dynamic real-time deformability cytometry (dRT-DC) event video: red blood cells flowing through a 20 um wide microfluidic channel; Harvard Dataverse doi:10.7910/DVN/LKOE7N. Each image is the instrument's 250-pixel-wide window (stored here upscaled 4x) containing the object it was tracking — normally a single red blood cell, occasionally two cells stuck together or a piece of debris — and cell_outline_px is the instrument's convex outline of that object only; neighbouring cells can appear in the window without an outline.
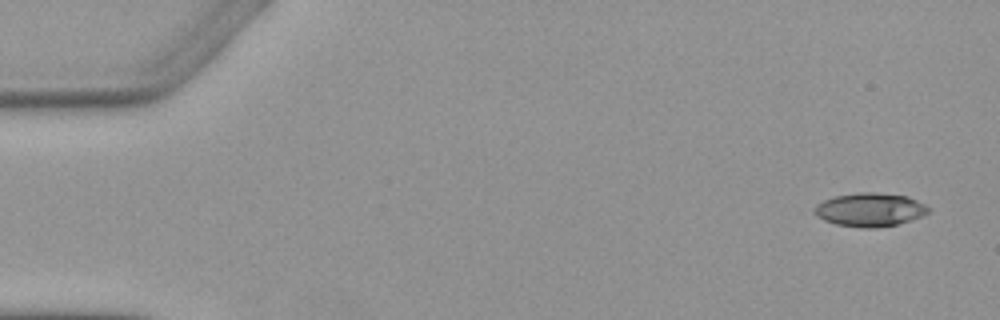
{"species": "Egyptian fruit bat (a non-hibernating species)", "species_latin": "Rousettus aegyptiacus", "temperature_condition": "warm", "stored_images_in_passage": 4, "camera_frame_rate_fps": 3000, "um_per_image_px": 0.085, "animal": {"sex": "female"}, "frame": {"image": 1, "passage_image": 1, "time_ms": 0.0, "image_size_px": [1000, 320], "cell_outline_px": [[932, 208], [924, 216], [896, 224], [876, 228], [860, 228], [836, 224], [824, 220], [816, 216], [812, 212], [812, 208], [816, 204], [824, 200], [836, 196], [856, 192], [876, 192], [908, 196]], "centroid_in_image_um": [73.93, 17.82], "position_along_channel_um": 11.1, "area_um2": 22.54}}
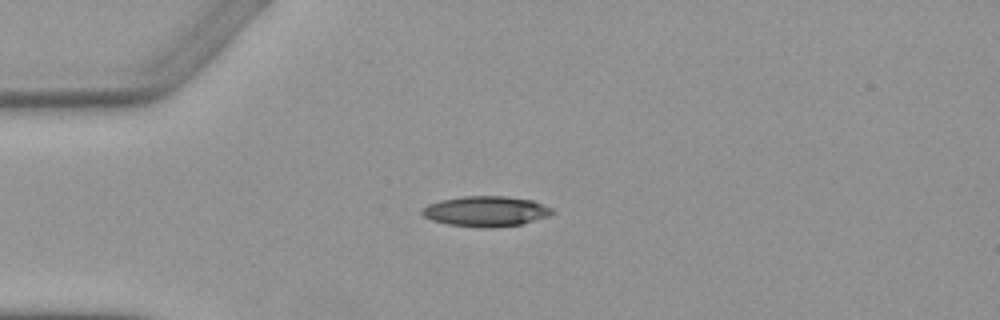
{"frame": {"image": 2, "passage_image": 4, "time_ms": 3.667, "image_size_px": [1000, 320], "cell_outline_px": [[556, 212], [548, 216], [520, 224], [492, 228], [480, 228], [448, 224], [432, 220], [424, 216], [420, 212], [420, 208], [428, 204], [440, 200], [464, 196], [504, 196], [532, 200], [552, 208]], "centroid_in_image_um": [41.27, 17.96], "position_along_channel_um": 43.7, "area_um2": 23.06}}